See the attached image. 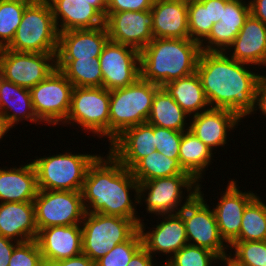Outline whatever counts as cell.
Segmentation results:
<instances>
[{"label": "cell", "instance_id": "6da1fadb", "mask_svg": "<svg viewBox=\"0 0 266 266\" xmlns=\"http://www.w3.org/2000/svg\"><path fill=\"white\" fill-rule=\"evenodd\" d=\"M251 67L232 59L226 52L201 51L196 73L210 107L228 109L242 120L251 116L261 75L257 67Z\"/></svg>", "mask_w": 266, "mask_h": 266}, {"label": "cell", "instance_id": "7a4b0ae2", "mask_svg": "<svg viewBox=\"0 0 266 266\" xmlns=\"http://www.w3.org/2000/svg\"><path fill=\"white\" fill-rule=\"evenodd\" d=\"M138 192L139 183L131 170L109 151L105 156L99 154L89 166L81 189L86 213L129 218L139 225L142 219L136 211Z\"/></svg>", "mask_w": 266, "mask_h": 266}, {"label": "cell", "instance_id": "3957f363", "mask_svg": "<svg viewBox=\"0 0 266 266\" xmlns=\"http://www.w3.org/2000/svg\"><path fill=\"white\" fill-rule=\"evenodd\" d=\"M200 53L192 39L153 38L140 51V77L162 87L195 73Z\"/></svg>", "mask_w": 266, "mask_h": 266}, {"label": "cell", "instance_id": "277c9868", "mask_svg": "<svg viewBox=\"0 0 266 266\" xmlns=\"http://www.w3.org/2000/svg\"><path fill=\"white\" fill-rule=\"evenodd\" d=\"M159 88L139 77L129 86L110 91L109 144L127 128L147 122Z\"/></svg>", "mask_w": 266, "mask_h": 266}, {"label": "cell", "instance_id": "5b68a950", "mask_svg": "<svg viewBox=\"0 0 266 266\" xmlns=\"http://www.w3.org/2000/svg\"><path fill=\"white\" fill-rule=\"evenodd\" d=\"M69 151V152H67ZM32 160L39 190L81 191L89 166L99 156L91 153H72L70 149L56 155Z\"/></svg>", "mask_w": 266, "mask_h": 266}, {"label": "cell", "instance_id": "8992f818", "mask_svg": "<svg viewBox=\"0 0 266 266\" xmlns=\"http://www.w3.org/2000/svg\"><path fill=\"white\" fill-rule=\"evenodd\" d=\"M59 32L47 0H32L24 9L14 38L6 47L11 51L57 53Z\"/></svg>", "mask_w": 266, "mask_h": 266}, {"label": "cell", "instance_id": "52a82bcc", "mask_svg": "<svg viewBox=\"0 0 266 266\" xmlns=\"http://www.w3.org/2000/svg\"><path fill=\"white\" fill-rule=\"evenodd\" d=\"M199 184L191 175H175L141 182L138 202L141 206L144 202L146 213L151 216L178 213L199 192Z\"/></svg>", "mask_w": 266, "mask_h": 266}, {"label": "cell", "instance_id": "ba28073f", "mask_svg": "<svg viewBox=\"0 0 266 266\" xmlns=\"http://www.w3.org/2000/svg\"><path fill=\"white\" fill-rule=\"evenodd\" d=\"M81 228L82 253L96 262L117 244L127 241L139 225L129 218L85 213Z\"/></svg>", "mask_w": 266, "mask_h": 266}, {"label": "cell", "instance_id": "9c48e42d", "mask_svg": "<svg viewBox=\"0 0 266 266\" xmlns=\"http://www.w3.org/2000/svg\"><path fill=\"white\" fill-rule=\"evenodd\" d=\"M110 91L104 87H74L65 127H76L109 142Z\"/></svg>", "mask_w": 266, "mask_h": 266}, {"label": "cell", "instance_id": "30bf717a", "mask_svg": "<svg viewBox=\"0 0 266 266\" xmlns=\"http://www.w3.org/2000/svg\"><path fill=\"white\" fill-rule=\"evenodd\" d=\"M202 189L200 183L199 192L178 212L185 224L188 244L206 248L226 262L229 245L220 235L213 208L204 199Z\"/></svg>", "mask_w": 266, "mask_h": 266}, {"label": "cell", "instance_id": "8fae6325", "mask_svg": "<svg viewBox=\"0 0 266 266\" xmlns=\"http://www.w3.org/2000/svg\"><path fill=\"white\" fill-rule=\"evenodd\" d=\"M73 88V84L56 68L30 89L35 114L43 125L62 126L70 109Z\"/></svg>", "mask_w": 266, "mask_h": 266}, {"label": "cell", "instance_id": "7c38bea8", "mask_svg": "<svg viewBox=\"0 0 266 266\" xmlns=\"http://www.w3.org/2000/svg\"><path fill=\"white\" fill-rule=\"evenodd\" d=\"M33 203L38 231L81 224L86 213L81 191L39 190Z\"/></svg>", "mask_w": 266, "mask_h": 266}, {"label": "cell", "instance_id": "4fadbf2b", "mask_svg": "<svg viewBox=\"0 0 266 266\" xmlns=\"http://www.w3.org/2000/svg\"><path fill=\"white\" fill-rule=\"evenodd\" d=\"M56 54L17 52L2 48L0 73L5 80L31 89L56 69Z\"/></svg>", "mask_w": 266, "mask_h": 266}, {"label": "cell", "instance_id": "5bb4252c", "mask_svg": "<svg viewBox=\"0 0 266 266\" xmlns=\"http://www.w3.org/2000/svg\"><path fill=\"white\" fill-rule=\"evenodd\" d=\"M102 87L112 91L134 83L140 77V52L108 41L99 56Z\"/></svg>", "mask_w": 266, "mask_h": 266}, {"label": "cell", "instance_id": "9a60e30c", "mask_svg": "<svg viewBox=\"0 0 266 266\" xmlns=\"http://www.w3.org/2000/svg\"><path fill=\"white\" fill-rule=\"evenodd\" d=\"M153 218L157 219V225H152L153 228H146L144 219L139 223L143 247L155 258L156 254H159V257L161 254L168 257L165 258L164 262L166 263L176 252L188 244L185 224L179 213L161 214L153 216Z\"/></svg>", "mask_w": 266, "mask_h": 266}, {"label": "cell", "instance_id": "2e32d148", "mask_svg": "<svg viewBox=\"0 0 266 266\" xmlns=\"http://www.w3.org/2000/svg\"><path fill=\"white\" fill-rule=\"evenodd\" d=\"M105 26L110 41L130 46L139 52L154 38L151 10L106 13Z\"/></svg>", "mask_w": 266, "mask_h": 266}, {"label": "cell", "instance_id": "e0dca14e", "mask_svg": "<svg viewBox=\"0 0 266 266\" xmlns=\"http://www.w3.org/2000/svg\"><path fill=\"white\" fill-rule=\"evenodd\" d=\"M237 183L234 178L228 181L216 206L212 205L220 235L229 246L239 237L244 209L258 195L252 190L243 192Z\"/></svg>", "mask_w": 266, "mask_h": 266}, {"label": "cell", "instance_id": "ac0fdd59", "mask_svg": "<svg viewBox=\"0 0 266 266\" xmlns=\"http://www.w3.org/2000/svg\"><path fill=\"white\" fill-rule=\"evenodd\" d=\"M189 118V130L214 153L218 147L225 150L228 138L232 136L230 132L243 123L234 112L218 108H210Z\"/></svg>", "mask_w": 266, "mask_h": 266}, {"label": "cell", "instance_id": "d6986e66", "mask_svg": "<svg viewBox=\"0 0 266 266\" xmlns=\"http://www.w3.org/2000/svg\"><path fill=\"white\" fill-rule=\"evenodd\" d=\"M36 241L45 265L78 256L82 254L81 224L40 229Z\"/></svg>", "mask_w": 266, "mask_h": 266}, {"label": "cell", "instance_id": "ffe728a7", "mask_svg": "<svg viewBox=\"0 0 266 266\" xmlns=\"http://www.w3.org/2000/svg\"><path fill=\"white\" fill-rule=\"evenodd\" d=\"M225 52L236 61L265 69L266 25L250 13Z\"/></svg>", "mask_w": 266, "mask_h": 266}, {"label": "cell", "instance_id": "44dd1931", "mask_svg": "<svg viewBox=\"0 0 266 266\" xmlns=\"http://www.w3.org/2000/svg\"><path fill=\"white\" fill-rule=\"evenodd\" d=\"M108 145V151L130 170L156 150L153 125L146 122L127 128Z\"/></svg>", "mask_w": 266, "mask_h": 266}, {"label": "cell", "instance_id": "7402d4cb", "mask_svg": "<svg viewBox=\"0 0 266 266\" xmlns=\"http://www.w3.org/2000/svg\"><path fill=\"white\" fill-rule=\"evenodd\" d=\"M250 14L249 0H229L220 21L214 23L209 36L200 44L201 51H222L233 43Z\"/></svg>", "mask_w": 266, "mask_h": 266}, {"label": "cell", "instance_id": "603a6c76", "mask_svg": "<svg viewBox=\"0 0 266 266\" xmlns=\"http://www.w3.org/2000/svg\"><path fill=\"white\" fill-rule=\"evenodd\" d=\"M109 41L106 26L69 30L59 33L56 59H90L99 57Z\"/></svg>", "mask_w": 266, "mask_h": 266}, {"label": "cell", "instance_id": "cb8c5ba5", "mask_svg": "<svg viewBox=\"0 0 266 266\" xmlns=\"http://www.w3.org/2000/svg\"><path fill=\"white\" fill-rule=\"evenodd\" d=\"M59 33L95 29L105 25V17L87 1L47 0Z\"/></svg>", "mask_w": 266, "mask_h": 266}, {"label": "cell", "instance_id": "d4e9b609", "mask_svg": "<svg viewBox=\"0 0 266 266\" xmlns=\"http://www.w3.org/2000/svg\"><path fill=\"white\" fill-rule=\"evenodd\" d=\"M151 11L154 38L190 39L187 0H154Z\"/></svg>", "mask_w": 266, "mask_h": 266}, {"label": "cell", "instance_id": "484cf974", "mask_svg": "<svg viewBox=\"0 0 266 266\" xmlns=\"http://www.w3.org/2000/svg\"><path fill=\"white\" fill-rule=\"evenodd\" d=\"M0 235L17 242L36 240L38 229L34 203H0Z\"/></svg>", "mask_w": 266, "mask_h": 266}, {"label": "cell", "instance_id": "4316f807", "mask_svg": "<svg viewBox=\"0 0 266 266\" xmlns=\"http://www.w3.org/2000/svg\"><path fill=\"white\" fill-rule=\"evenodd\" d=\"M39 189L37 174L31 162L0 168V203L33 202Z\"/></svg>", "mask_w": 266, "mask_h": 266}, {"label": "cell", "instance_id": "83f0119b", "mask_svg": "<svg viewBox=\"0 0 266 266\" xmlns=\"http://www.w3.org/2000/svg\"><path fill=\"white\" fill-rule=\"evenodd\" d=\"M0 105L2 116L10 129L23 121L34 123L36 126L42 124L35 114L30 89L7 81L3 77L0 79Z\"/></svg>", "mask_w": 266, "mask_h": 266}, {"label": "cell", "instance_id": "f1b7e54d", "mask_svg": "<svg viewBox=\"0 0 266 266\" xmlns=\"http://www.w3.org/2000/svg\"><path fill=\"white\" fill-rule=\"evenodd\" d=\"M162 87L189 117L211 108L196 72L170 81Z\"/></svg>", "mask_w": 266, "mask_h": 266}, {"label": "cell", "instance_id": "f546056e", "mask_svg": "<svg viewBox=\"0 0 266 266\" xmlns=\"http://www.w3.org/2000/svg\"><path fill=\"white\" fill-rule=\"evenodd\" d=\"M213 151L199 140L190 130L183 131L179 150V163L198 183L204 181V175L214 160ZM203 179V180H202Z\"/></svg>", "mask_w": 266, "mask_h": 266}, {"label": "cell", "instance_id": "4dcf8cb0", "mask_svg": "<svg viewBox=\"0 0 266 266\" xmlns=\"http://www.w3.org/2000/svg\"><path fill=\"white\" fill-rule=\"evenodd\" d=\"M188 117L167 91L160 87L155 92L147 123L183 132L189 130L190 122L187 121H190V118Z\"/></svg>", "mask_w": 266, "mask_h": 266}, {"label": "cell", "instance_id": "1f68e13d", "mask_svg": "<svg viewBox=\"0 0 266 266\" xmlns=\"http://www.w3.org/2000/svg\"><path fill=\"white\" fill-rule=\"evenodd\" d=\"M59 69L74 87H102L99 57L90 59H56Z\"/></svg>", "mask_w": 266, "mask_h": 266}, {"label": "cell", "instance_id": "d6a6232c", "mask_svg": "<svg viewBox=\"0 0 266 266\" xmlns=\"http://www.w3.org/2000/svg\"><path fill=\"white\" fill-rule=\"evenodd\" d=\"M130 170L138 183L155 178L190 175L183 170L179 159L168 158L157 150L140 159Z\"/></svg>", "mask_w": 266, "mask_h": 266}, {"label": "cell", "instance_id": "836d02e7", "mask_svg": "<svg viewBox=\"0 0 266 266\" xmlns=\"http://www.w3.org/2000/svg\"><path fill=\"white\" fill-rule=\"evenodd\" d=\"M257 195L244 209L235 241H266V200Z\"/></svg>", "mask_w": 266, "mask_h": 266}, {"label": "cell", "instance_id": "e575fe53", "mask_svg": "<svg viewBox=\"0 0 266 266\" xmlns=\"http://www.w3.org/2000/svg\"><path fill=\"white\" fill-rule=\"evenodd\" d=\"M229 249V266H266V241H234Z\"/></svg>", "mask_w": 266, "mask_h": 266}, {"label": "cell", "instance_id": "d590c367", "mask_svg": "<svg viewBox=\"0 0 266 266\" xmlns=\"http://www.w3.org/2000/svg\"><path fill=\"white\" fill-rule=\"evenodd\" d=\"M32 0H0V49L6 48L21 23L23 11Z\"/></svg>", "mask_w": 266, "mask_h": 266}, {"label": "cell", "instance_id": "8d00e7d4", "mask_svg": "<svg viewBox=\"0 0 266 266\" xmlns=\"http://www.w3.org/2000/svg\"><path fill=\"white\" fill-rule=\"evenodd\" d=\"M188 29L190 39L201 44L210 34L209 0L188 1Z\"/></svg>", "mask_w": 266, "mask_h": 266}, {"label": "cell", "instance_id": "74e56055", "mask_svg": "<svg viewBox=\"0 0 266 266\" xmlns=\"http://www.w3.org/2000/svg\"><path fill=\"white\" fill-rule=\"evenodd\" d=\"M223 263L224 261L212 251L186 244L164 263L163 266H213L214 264V266H218Z\"/></svg>", "mask_w": 266, "mask_h": 266}, {"label": "cell", "instance_id": "f35d334b", "mask_svg": "<svg viewBox=\"0 0 266 266\" xmlns=\"http://www.w3.org/2000/svg\"><path fill=\"white\" fill-rule=\"evenodd\" d=\"M143 246L139 229L127 240L117 244L97 260L96 266H127L133 255Z\"/></svg>", "mask_w": 266, "mask_h": 266}, {"label": "cell", "instance_id": "ab89813d", "mask_svg": "<svg viewBox=\"0 0 266 266\" xmlns=\"http://www.w3.org/2000/svg\"><path fill=\"white\" fill-rule=\"evenodd\" d=\"M155 149L168 158L179 159L183 132L153 125Z\"/></svg>", "mask_w": 266, "mask_h": 266}, {"label": "cell", "instance_id": "60d3db41", "mask_svg": "<svg viewBox=\"0 0 266 266\" xmlns=\"http://www.w3.org/2000/svg\"><path fill=\"white\" fill-rule=\"evenodd\" d=\"M9 266H45L37 241L19 242L12 252Z\"/></svg>", "mask_w": 266, "mask_h": 266}, {"label": "cell", "instance_id": "b9f144b4", "mask_svg": "<svg viewBox=\"0 0 266 266\" xmlns=\"http://www.w3.org/2000/svg\"><path fill=\"white\" fill-rule=\"evenodd\" d=\"M154 0H107L106 13L151 10Z\"/></svg>", "mask_w": 266, "mask_h": 266}, {"label": "cell", "instance_id": "7bdbcfd3", "mask_svg": "<svg viewBox=\"0 0 266 266\" xmlns=\"http://www.w3.org/2000/svg\"><path fill=\"white\" fill-rule=\"evenodd\" d=\"M257 111H261L260 114L266 118V73L259 76L256 85L255 108L252 114H258Z\"/></svg>", "mask_w": 266, "mask_h": 266}, {"label": "cell", "instance_id": "ee69618b", "mask_svg": "<svg viewBox=\"0 0 266 266\" xmlns=\"http://www.w3.org/2000/svg\"><path fill=\"white\" fill-rule=\"evenodd\" d=\"M18 243L0 235V266H9L12 252Z\"/></svg>", "mask_w": 266, "mask_h": 266}, {"label": "cell", "instance_id": "f6af8a7d", "mask_svg": "<svg viewBox=\"0 0 266 266\" xmlns=\"http://www.w3.org/2000/svg\"><path fill=\"white\" fill-rule=\"evenodd\" d=\"M154 257L142 246L131 258L127 266H158L156 265ZM155 263V264H154ZM161 266H163L162 262ZM160 266V265H159Z\"/></svg>", "mask_w": 266, "mask_h": 266}, {"label": "cell", "instance_id": "bcb514c9", "mask_svg": "<svg viewBox=\"0 0 266 266\" xmlns=\"http://www.w3.org/2000/svg\"><path fill=\"white\" fill-rule=\"evenodd\" d=\"M48 266H96V263L82 253L75 257L50 263Z\"/></svg>", "mask_w": 266, "mask_h": 266}, {"label": "cell", "instance_id": "7dc6e473", "mask_svg": "<svg viewBox=\"0 0 266 266\" xmlns=\"http://www.w3.org/2000/svg\"><path fill=\"white\" fill-rule=\"evenodd\" d=\"M229 0H209L210 23H217L223 14V7Z\"/></svg>", "mask_w": 266, "mask_h": 266}, {"label": "cell", "instance_id": "c3c4849f", "mask_svg": "<svg viewBox=\"0 0 266 266\" xmlns=\"http://www.w3.org/2000/svg\"><path fill=\"white\" fill-rule=\"evenodd\" d=\"M250 13L266 25V0H250Z\"/></svg>", "mask_w": 266, "mask_h": 266}, {"label": "cell", "instance_id": "681fc988", "mask_svg": "<svg viewBox=\"0 0 266 266\" xmlns=\"http://www.w3.org/2000/svg\"><path fill=\"white\" fill-rule=\"evenodd\" d=\"M96 8L104 17H106L107 0H82Z\"/></svg>", "mask_w": 266, "mask_h": 266}, {"label": "cell", "instance_id": "f907efd6", "mask_svg": "<svg viewBox=\"0 0 266 266\" xmlns=\"http://www.w3.org/2000/svg\"><path fill=\"white\" fill-rule=\"evenodd\" d=\"M11 129L6 125L4 117L0 116V142L3 141L4 137L9 136L7 135V133L10 131Z\"/></svg>", "mask_w": 266, "mask_h": 266}, {"label": "cell", "instance_id": "816d5d0a", "mask_svg": "<svg viewBox=\"0 0 266 266\" xmlns=\"http://www.w3.org/2000/svg\"><path fill=\"white\" fill-rule=\"evenodd\" d=\"M2 78V74L0 73V79ZM0 116H2V108H1V105H0Z\"/></svg>", "mask_w": 266, "mask_h": 266}, {"label": "cell", "instance_id": "f5cc1de1", "mask_svg": "<svg viewBox=\"0 0 266 266\" xmlns=\"http://www.w3.org/2000/svg\"><path fill=\"white\" fill-rule=\"evenodd\" d=\"M221 266H229L226 262H224Z\"/></svg>", "mask_w": 266, "mask_h": 266}]
</instances>
